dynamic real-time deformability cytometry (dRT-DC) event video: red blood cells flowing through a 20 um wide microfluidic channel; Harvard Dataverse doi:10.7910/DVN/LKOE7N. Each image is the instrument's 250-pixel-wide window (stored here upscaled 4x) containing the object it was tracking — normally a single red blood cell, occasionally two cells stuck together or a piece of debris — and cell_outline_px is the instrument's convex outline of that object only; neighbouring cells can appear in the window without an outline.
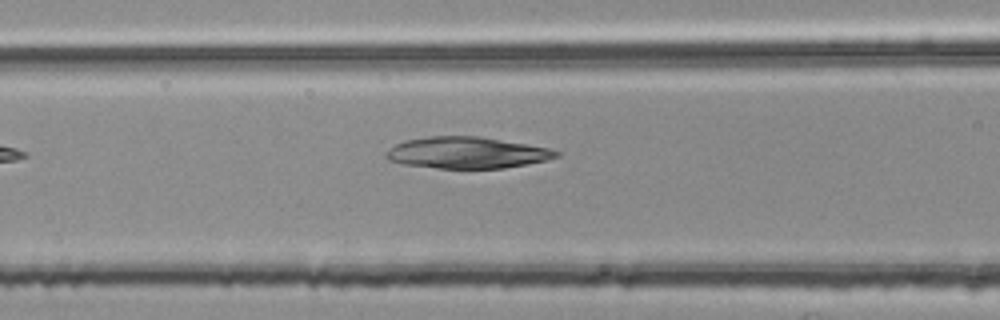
{"species": "common noctule bat (a hibernating species)", "species_latin": "Nyctalus noctula", "temperature_condition": "room temperature", "stored_images_in_passage": 5, "camera_frame_rate_fps": 3000, "um_per_image_px": 0.085, "animal": {"sex": "female", "body_mass_g": 25.1}, "frame": {"image": 1, "passage_image": 5, "time_ms": 1.333, "image_size_px": [1000, 320], "cell_outline_px": [[560, 156], [548, 160], [504, 168], [436, 168], [404, 164], [388, 160], [384, 156], [384, 152], [388, 148], [404, 140], [428, 136], [480, 136], [548, 148], [560, 152]], "centroid_in_image_um": [39.65, 12.98], "position_along_channel_um": 127.0, "area_um2": 31.27}}